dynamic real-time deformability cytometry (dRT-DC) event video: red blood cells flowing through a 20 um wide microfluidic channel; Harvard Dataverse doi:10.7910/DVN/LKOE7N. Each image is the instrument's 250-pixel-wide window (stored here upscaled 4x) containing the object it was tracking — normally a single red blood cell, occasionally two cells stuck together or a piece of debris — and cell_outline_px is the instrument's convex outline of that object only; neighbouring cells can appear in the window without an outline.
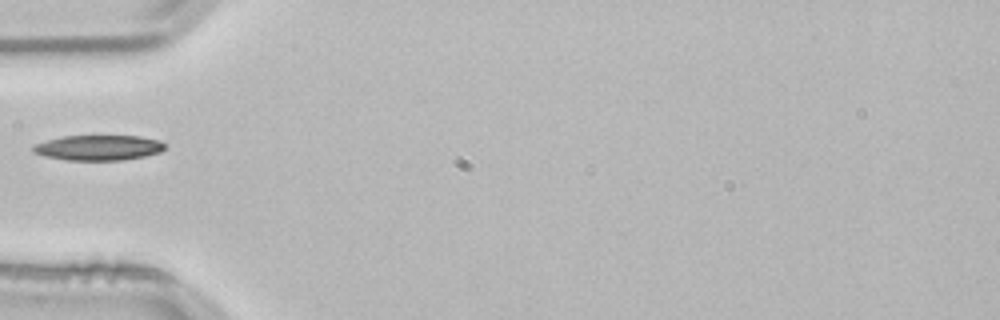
{"species": "common noctule bat (a hibernating species)", "species_latin": "Nyctalus noctula", "temperature_condition": "room temperature", "stored_images_in_passage": 13, "camera_frame_rate_fps": 3000, "um_per_image_px": 0.085, "animal": {"sex": "male", "body_mass_g": 21.5, "forearm_length_mm": 52.0}, "frame": {"image": 1, "passage_image": 1, "time_ms": 0.0, "image_size_px": [1000, 320], "cell_outline_px": [[164, 148], [160, 152], [144, 156], [124, 160], [68, 160], [44, 156], [32, 152], [32, 144], [64, 136], [140, 136], [160, 140], [164, 144]], "centroid_in_image_um": [8.35, 12.55], "position_along_channel_um": 76.7, "area_um2": 19.36}}
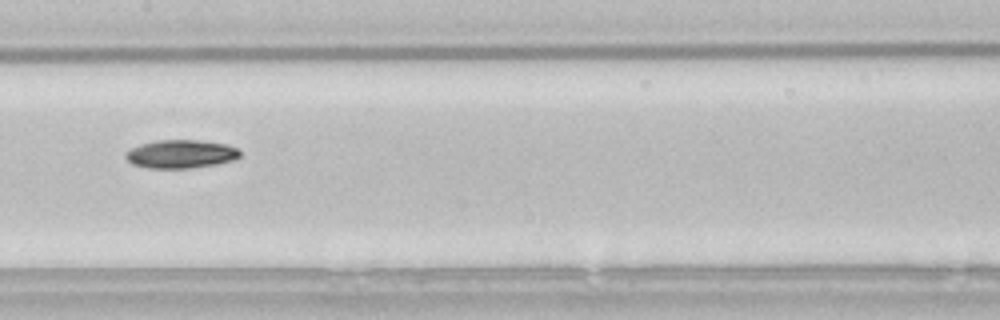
{"frame": {"image": 2, "passage_image": 10, "time_ms": 3.0, "image_size_px": [1000, 320], "cell_outline_px": [[240, 156], [232, 160], [216, 164], [188, 168], [148, 168], [132, 164], [124, 156], [124, 152], [140, 144], [156, 140], [200, 140], [228, 144], [240, 148]], "centroid_in_image_um": [15.37, 13.08], "position_along_channel_um": 192.0, "area_um2": 19.02}}